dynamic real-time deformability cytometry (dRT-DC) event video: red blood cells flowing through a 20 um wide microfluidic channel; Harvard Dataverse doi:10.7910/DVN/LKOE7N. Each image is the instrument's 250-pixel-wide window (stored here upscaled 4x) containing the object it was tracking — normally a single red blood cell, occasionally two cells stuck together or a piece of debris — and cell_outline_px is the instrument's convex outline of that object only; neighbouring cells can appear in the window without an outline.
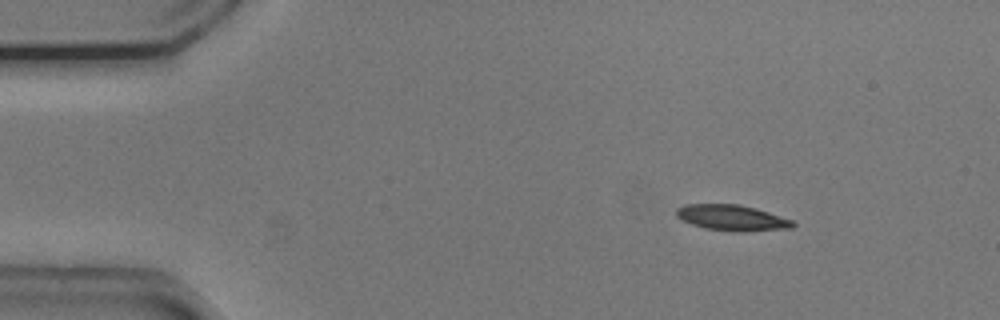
{"species": "common noctule bat (a hibernating species)", "species_latin": "Nyctalus noctula", "temperature_condition": "cold", "stored_images_in_passage": 47, "camera_frame_rate_fps": 3000, "um_per_image_px": 0.085, "animal": {"sex": "male", "body_mass_g": 20.5, "forearm_length_mm": 52.5}, "frame": {"image": 1, "passage_image": 1, "time_ms": 0.0, "image_size_px": [1000, 320], "cell_outline_px": [[796, 224], [792, 228], [744, 232], [732, 232], [704, 228], [692, 224], [676, 216], [676, 208], [684, 204], [740, 204], [756, 208], [792, 220]], "centroid_in_image_um": [62.22, 18.51], "position_along_channel_um": 22.8, "area_um2": 17.63}}
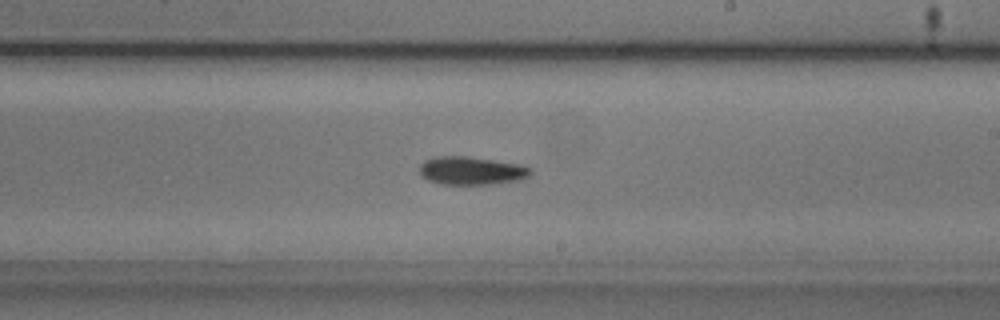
{"frame": {"image": 2, "passage_image": 25, "time_ms": 8.0, "image_size_px": [1000, 320], "cell_outline_px": [[532, 172], [528, 176], [520, 180], [492, 184], [440, 184], [428, 180], [420, 172], [420, 164], [424, 160], [436, 156], [468, 156], [520, 164], [532, 168]], "centroid_in_image_um": [40.09, 14.5], "position_along_channel_um": 248.9, "area_um2": 18.26}}
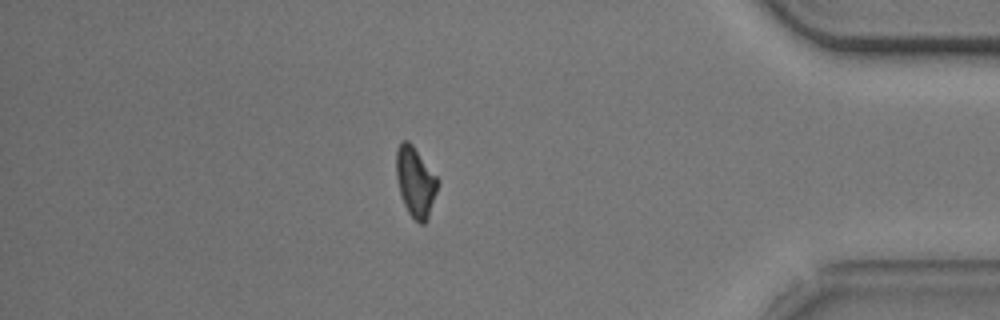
{"frame": {"image": 3, "passage_image": 40, "time_ms": 13.0, "image_size_px": [1000, 320], "cell_outline_px": [[440, 180], [428, 220], [424, 224], [420, 224], [408, 212], [400, 196], [396, 176], [396, 148], [400, 140], [408, 140], [412, 144]], "centroid_in_image_um": [35.31, 15.44], "position_along_channel_um": 399.9, "area_um2": 17.17}, "authors_computed_cell_mechanics": {"area_um2": 17.7446, "velocity_mm_per_s": 3.7486, "shape_relaxation_time_tau1_ms": 5.3888, "shape_relaxation_time_tau2_ms": null, "deformation_change_tau1": 0.1441, "deformation_change_tau2": null}}